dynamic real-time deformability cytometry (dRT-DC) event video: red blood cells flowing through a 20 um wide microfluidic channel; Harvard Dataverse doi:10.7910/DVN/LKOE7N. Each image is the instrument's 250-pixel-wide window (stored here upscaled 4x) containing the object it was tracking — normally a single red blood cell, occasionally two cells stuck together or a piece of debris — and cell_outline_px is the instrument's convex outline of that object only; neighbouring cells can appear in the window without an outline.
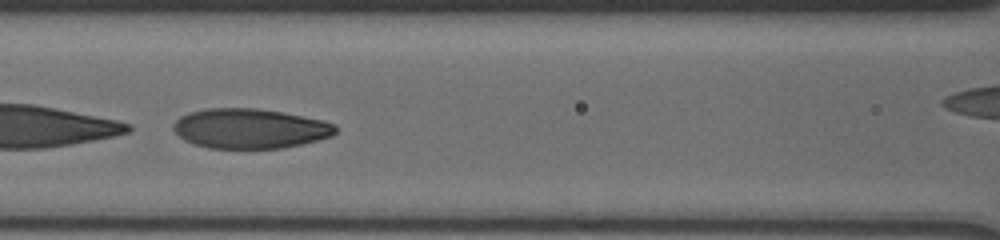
{"species": "human", "species_latin": "Homo sapiens", "temperature_condition": "cold", "stored_images_in_passage": 42, "camera_frame_rate_fps": 3000, "um_per_image_px": 0.085, "donor": {"sex": "male"}, "frame": {"image": 1, "passage_image": 19, "time_ms": 6.0, "image_size_px": [1000, 240], "cell_outline_px": [[336, 132], [332, 136], [300, 144], [280, 148], [208, 148], [192, 144], [184, 140], [172, 128], [172, 124], [180, 116], [192, 112], [208, 108], [256, 108], [284, 112], [324, 120], [336, 124]], "centroid_in_image_um": [21.24, 10.92], "position_along_channel_um": 145.4, "area_um2": 37.69}}
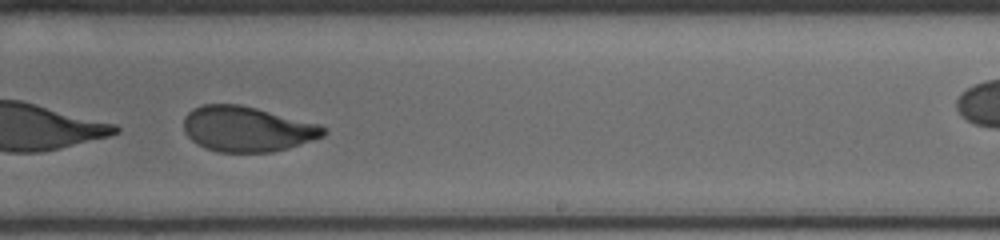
{"frame": {"image": 2, "passage_image": 29, "time_ms": 9.333, "image_size_px": [1000, 240], "cell_outline_px": [[328, 132], [324, 136], [288, 148], [272, 152], [216, 152], [204, 148], [192, 140], [184, 132], [184, 116], [192, 108], [204, 104], [240, 104], [320, 124]], "centroid_in_image_um": [20.98, 10.96], "position_along_channel_um": 268.0, "area_um2": 36.99}}
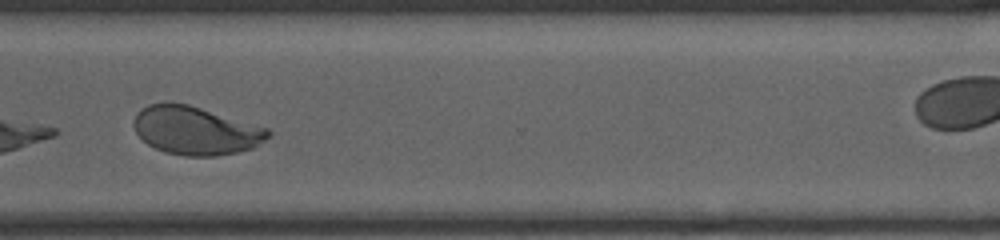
{"frame": {"image": 3, "passage_image": 36, "time_ms": 11.667, "image_size_px": [1000, 240], "cell_outline_px": [[272, 132], [264, 140], [252, 148], [236, 152], [216, 156], [184, 156], [164, 152], [148, 144], [136, 132], [132, 124], [132, 120], [136, 112], [140, 108], [148, 104], [164, 100], [188, 104], [268, 128]], "centroid_in_image_um": [16.56, 11.07], "position_along_channel_um": 354.0, "area_um2": 38.09}}